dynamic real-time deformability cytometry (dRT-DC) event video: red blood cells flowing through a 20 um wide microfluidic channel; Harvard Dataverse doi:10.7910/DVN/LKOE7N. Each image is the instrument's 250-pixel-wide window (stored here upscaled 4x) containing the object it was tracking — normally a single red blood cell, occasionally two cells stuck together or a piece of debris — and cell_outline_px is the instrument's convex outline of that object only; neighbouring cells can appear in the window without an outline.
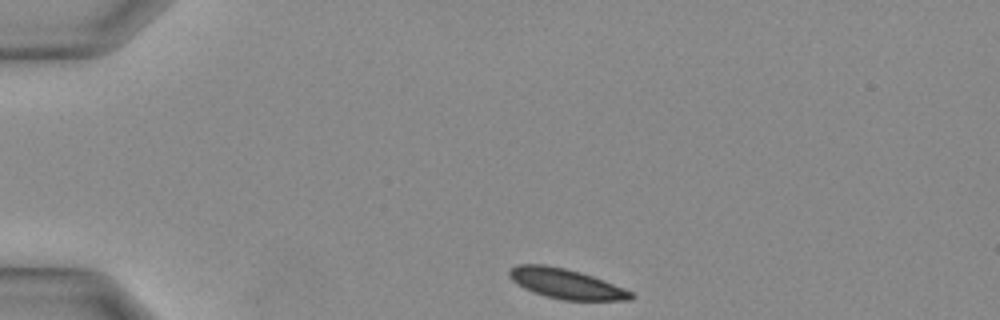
{"species": "Egyptian fruit bat (a non-hibernating species)", "species_latin": "Rousettus aegyptiacus", "temperature_condition": "warm", "stored_images_in_passage": 25, "camera_frame_rate_fps": 3000, "um_per_image_px": 0.085, "animal": {"sex": "female"}, "frame": {"image": 1, "passage_image": 1, "time_ms": 0.0, "image_size_px": [1000, 320], "cell_outline_px": [[636, 296], [628, 300], [564, 300], [544, 296], [532, 292], [524, 288], [512, 280], [508, 276], [508, 268], [516, 264], [544, 264], [564, 268], [580, 272], [604, 280], [632, 292]], "centroid_in_image_um": [48.06, 24.11], "position_along_channel_um": 36.9, "area_um2": 21.27}}
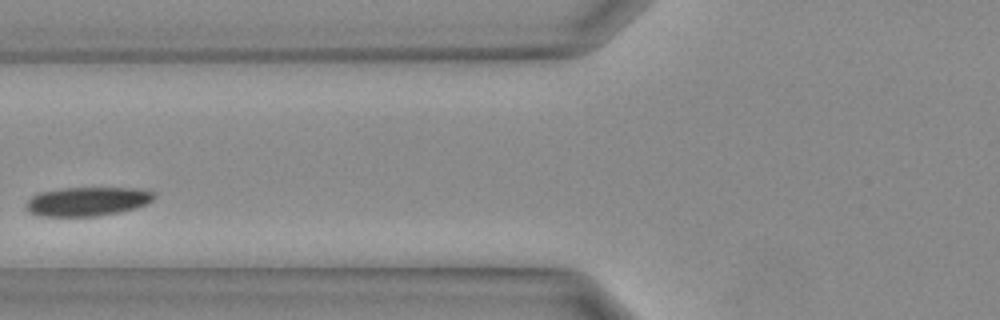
{"frame": {"image": 2, "passage_image": 8, "time_ms": 2.333, "image_size_px": [1000, 320], "cell_outline_px": [[156, 196], [152, 200], [136, 208], [120, 212], [100, 216], [36, 216], [28, 212], [24, 208], [24, 204], [32, 196], [40, 192], [64, 188], [136, 188], [156, 192]], "centroid_in_image_um": [7.39, 17.13], "position_along_channel_um": 118.4, "area_um2": 21.85}}
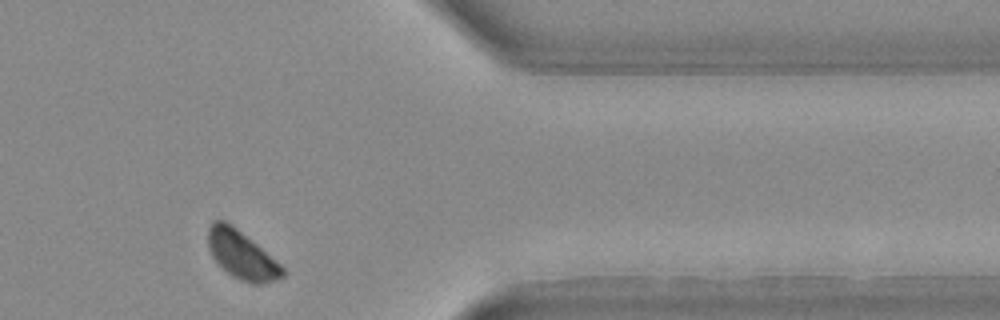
{"frame": {"image": 3, "passage_image": 23, "time_ms": 7.333, "image_size_px": [1000, 320], "cell_outline_px": [[284, 276], [260, 284], [252, 284], [240, 280], [232, 276], [212, 256], [208, 248], [208, 228], [212, 220], [224, 220], [232, 224], [280, 264], [284, 268]], "centroid_in_image_um": [20.51, 21.65], "position_along_channel_um": 390.9, "area_um2": 20.52}}